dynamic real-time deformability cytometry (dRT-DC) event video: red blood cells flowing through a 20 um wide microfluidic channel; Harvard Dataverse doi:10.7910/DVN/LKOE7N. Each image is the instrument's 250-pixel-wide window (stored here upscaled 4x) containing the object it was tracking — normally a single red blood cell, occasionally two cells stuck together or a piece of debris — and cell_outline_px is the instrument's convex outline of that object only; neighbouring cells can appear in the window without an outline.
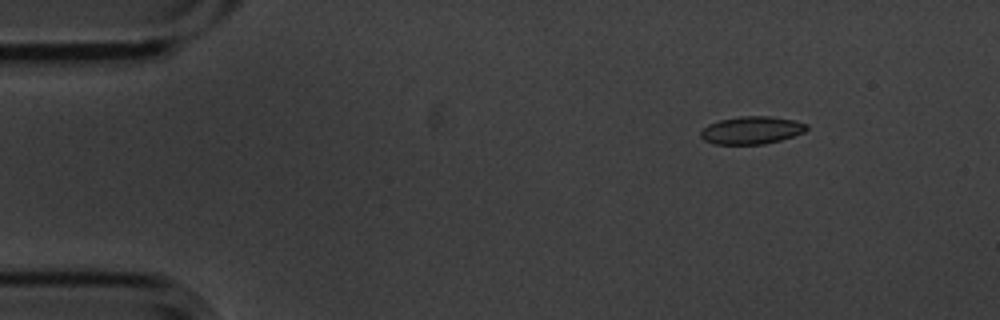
{"species": "common noctule bat (a hibernating species)", "species_latin": "Nyctalus noctula", "temperature_condition": "cold", "stored_images_in_passage": 5, "camera_frame_rate_fps": 3000, "um_per_image_px": 0.085, "animal": {"sex": "male", "body_mass_g": 20.1, "forearm_length_mm": 53.5}, "frame": {"image": 1, "passage_image": 2, "time_ms": 0.333, "image_size_px": [1000, 320], "cell_outline_px": [[808, 128], [804, 132], [780, 140], [764, 144], [716, 144], [704, 140], [700, 136], [700, 132], [708, 124], [720, 120], [740, 116], [768, 116], [796, 120], [808, 124]], "centroid_in_image_um": [63.9, 11.06], "position_along_channel_um": 21.1, "area_um2": 17.05}}
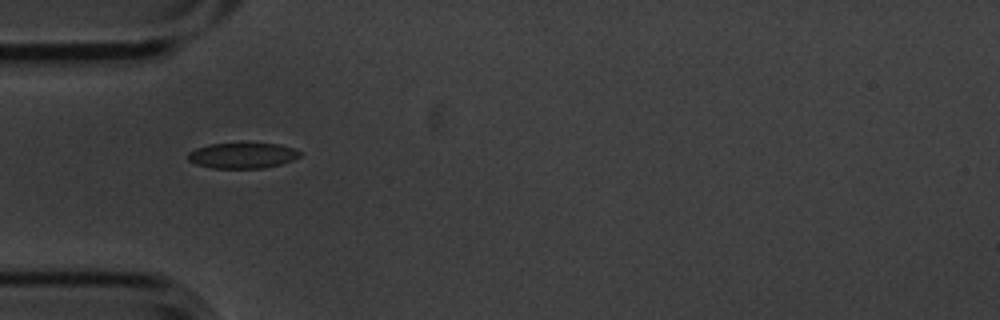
{"frame": {"image": 2, "passage_image": 5, "time_ms": 1.333, "image_size_px": [1000, 320], "cell_outline_px": [[300, 156], [292, 160], [280, 164], [264, 168], [212, 168], [196, 164], [188, 160], [188, 152], [196, 148], [208, 144], [280, 144], [292, 148], [300, 152]], "centroid_in_image_um": [20.58, 13.23], "position_along_channel_um": 64.4, "area_um2": 16.47}}